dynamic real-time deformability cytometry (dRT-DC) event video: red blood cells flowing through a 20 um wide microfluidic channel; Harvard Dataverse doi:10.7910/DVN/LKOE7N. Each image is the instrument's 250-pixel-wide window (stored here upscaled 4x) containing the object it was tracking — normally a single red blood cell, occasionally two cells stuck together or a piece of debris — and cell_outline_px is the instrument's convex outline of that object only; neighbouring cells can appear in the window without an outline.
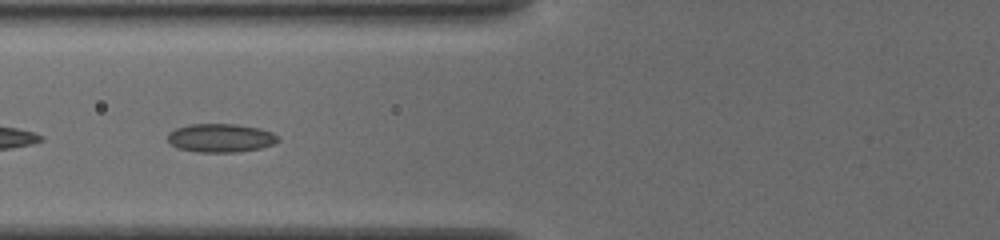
{"species": "common noctule bat (a hibernating species)", "species_latin": "Nyctalus noctula", "temperature_condition": "cold", "stored_images_in_passage": 49, "camera_frame_rate_fps": 3000, "um_per_image_px": 0.085, "animal": {"sex": "female", "body_mass_g": 19.5, "forearm_length_mm": 54.1}, "frame": {"image": 1, "passage_image": 18, "time_ms": 5.667, "image_size_px": [1000, 240], "cell_outline_px": [[280, 140], [276, 144], [260, 148], [236, 152], [196, 152], [176, 148], [168, 140], [168, 132], [176, 128], [192, 124], [236, 124], [260, 128], [272, 132]], "centroid_in_image_um": [18.76, 11.73], "position_along_channel_um": 107.0, "area_um2": 18.44}}
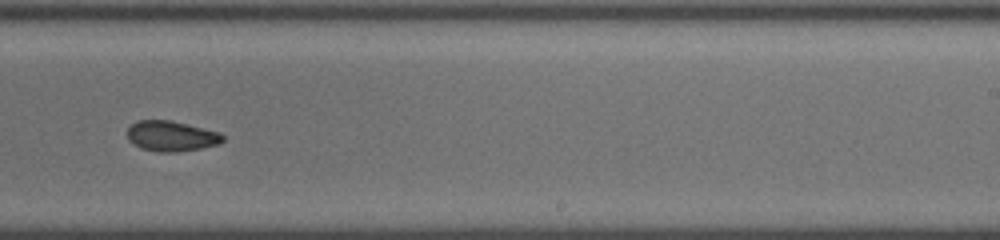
{"frame": {"image": 2, "passage_image": 31, "time_ms": 10.0, "image_size_px": [1000, 240], "cell_outline_px": [[224, 140], [220, 144], [200, 148], [176, 152], [160, 152], [140, 148], [128, 140], [128, 128], [136, 120], [168, 120], [220, 132], [224, 136]], "centroid_in_image_um": [14.56, 11.57], "position_along_channel_um": 274.4, "area_um2": 16.82}}
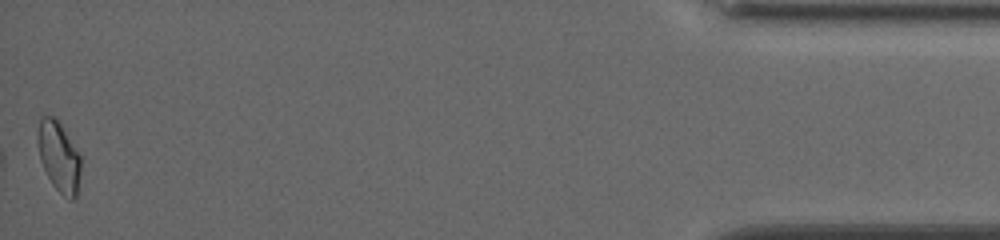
{"frame": {"image": 3, "passage_image": 49, "time_ms": 16.0, "image_size_px": [1000, 240], "cell_outline_px": [[80, 172], [76, 196], [72, 200], [68, 200], [52, 184], [40, 160], [36, 140], [36, 132], [40, 116], [52, 116], [60, 124], [80, 156]], "centroid_in_image_um": [4.96, 13.3], "position_along_channel_um": 430.2, "area_um2": 17.46}, "authors_computed_cell_mechanics": {"area_um2": 17.6868, "velocity_mm_per_s": 3.8716, "shape_relaxation_time_tau1_ms": 6.9174, "shape_relaxation_time_tau2_ms": 2.0374, "deformation_change_tau1": 0.0998, "deformation_change_tau2": 0.057}}